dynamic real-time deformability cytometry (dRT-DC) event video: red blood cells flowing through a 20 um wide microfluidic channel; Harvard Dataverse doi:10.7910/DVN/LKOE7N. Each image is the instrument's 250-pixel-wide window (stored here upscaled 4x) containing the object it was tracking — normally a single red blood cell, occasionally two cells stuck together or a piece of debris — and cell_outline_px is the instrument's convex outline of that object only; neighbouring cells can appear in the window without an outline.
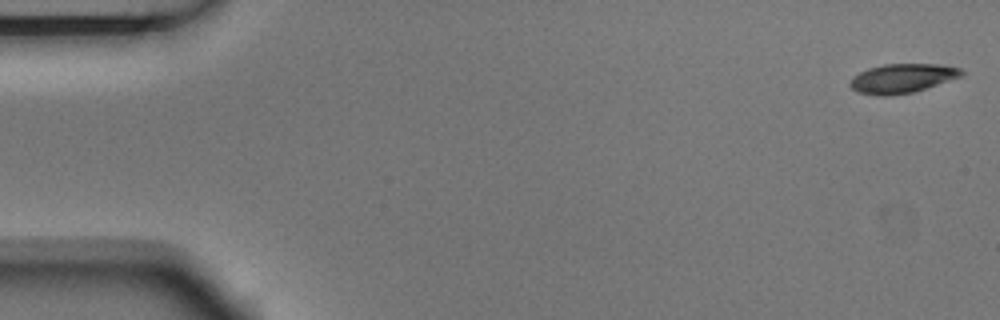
{"species": "Egyptian fruit bat (a non-hibernating species)", "species_latin": "Rousettus aegyptiacus", "temperature_condition": "room temperature", "stored_images_in_passage": 5, "camera_frame_rate_fps": 3000, "um_per_image_px": 0.085, "animal": {"sex": "male"}, "frame": {"image": 1, "passage_image": 1, "time_ms": 0.0, "image_size_px": [1000, 320], "cell_outline_px": [[964, 72], [960, 76], [912, 92], [884, 96], [880, 96], [860, 92], [852, 88], [848, 84], [852, 76], [868, 68], [884, 64], [940, 64], [960, 68]], "centroid_in_image_um": [76.63, 6.64], "position_along_channel_um": 8.4, "area_um2": 18.61}}